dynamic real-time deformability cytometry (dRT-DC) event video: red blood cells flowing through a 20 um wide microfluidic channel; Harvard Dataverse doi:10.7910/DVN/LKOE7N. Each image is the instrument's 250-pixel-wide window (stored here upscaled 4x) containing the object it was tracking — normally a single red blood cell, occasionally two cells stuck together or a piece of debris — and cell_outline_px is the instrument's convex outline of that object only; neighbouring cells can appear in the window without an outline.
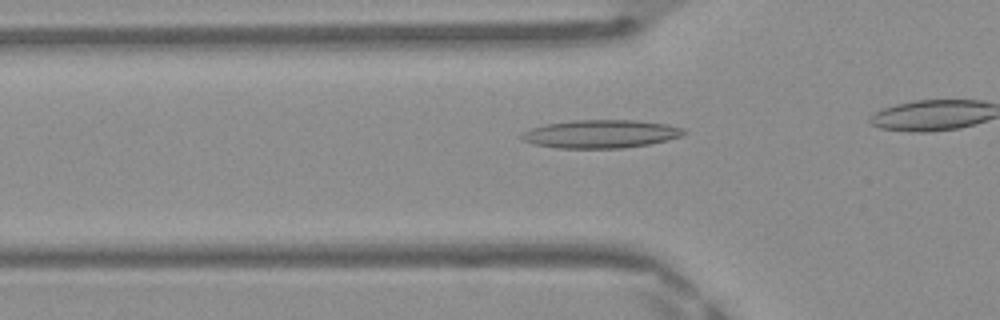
{"species": "Egyptian fruit bat (a non-hibernating species)", "species_latin": "Rousettus aegyptiacus", "temperature_condition": "warm", "stored_images_in_passage": 21, "camera_frame_rate_fps": 3000, "um_per_image_px": 0.085, "frame": {"image": 1, "passage_image": 5, "time_ms": 1.333, "image_size_px": [1000, 320], "cell_outline_px": [[688, 132], [684, 136], [668, 140], [648, 144], [624, 148], [560, 148], [532, 144], [524, 140], [520, 136], [524, 132], [532, 128], [544, 124], [572, 120], [636, 120], [668, 124], [684, 128]], "centroid_in_image_um": [51.12, 11.38], "position_along_channel_um": 74.7, "area_um2": 26.82}}
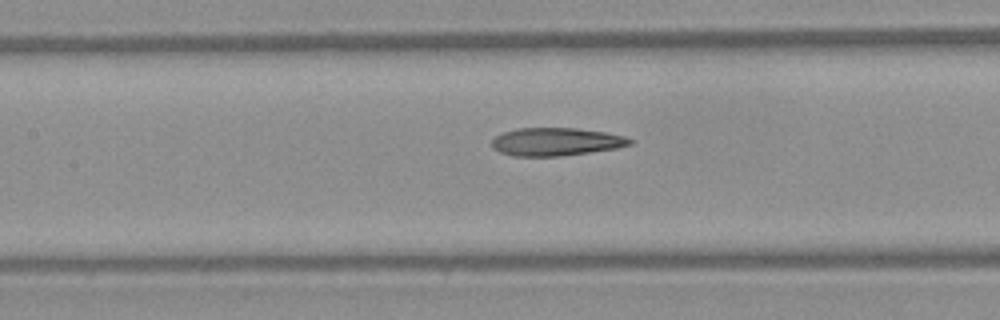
{"frame": {"image": 2, "passage_image": 11, "time_ms": 3.333, "image_size_px": [1000, 320], "cell_outline_px": [[632, 144], [616, 148], [560, 156], [512, 156], [500, 152], [492, 148], [492, 140], [496, 136], [504, 132], [520, 128], [576, 128], [604, 132], [624, 136], [632, 140]], "centroid_in_image_um": [47.24, 12.05], "position_along_channel_um": 160.2, "area_um2": 22.31}}
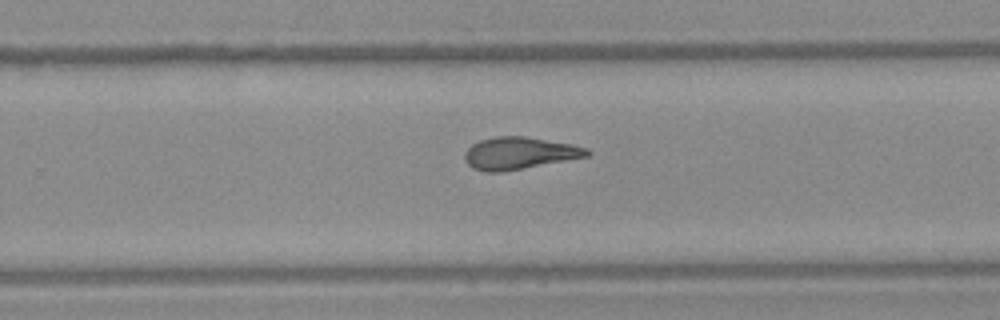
{"frame": {"image": 3, "passage_image": 20, "time_ms": 6.333, "image_size_px": [1000, 320], "cell_outline_px": [[592, 152], [588, 156], [500, 172], [484, 172], [472, 168], [464, 160], [464, 152], [472, 144], [480, 140], [496, 136], [524, 136], [572, 144], [588, 148]], "centroid_in_image_um": [44.11, 13.01], "position_along_channel_um": 285.7, "area_um2": 22.83}}